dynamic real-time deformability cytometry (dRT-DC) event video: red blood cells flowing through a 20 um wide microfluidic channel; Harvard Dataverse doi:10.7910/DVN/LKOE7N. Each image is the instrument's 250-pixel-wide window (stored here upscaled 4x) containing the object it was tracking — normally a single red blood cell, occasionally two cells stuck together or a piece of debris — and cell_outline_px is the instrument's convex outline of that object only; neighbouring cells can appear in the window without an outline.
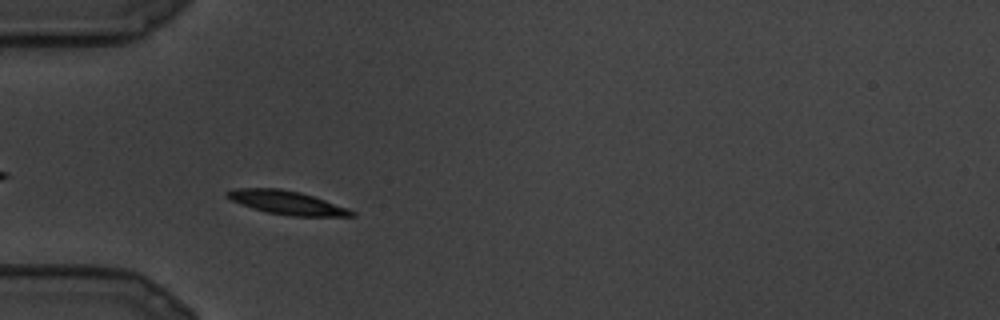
{"species": "common noctule bat (a hibernating species)", "species_latin": "Nyctalus noctula", "temperature_condition": "cold", "stored_images_in_passage": 5, "camera_frame_rate_fps": 3000, "um_per_image_px": 0.085, "animal": {"sex": "male", "body_mass_g": 19.5, "forearm_length_mm": 54.6}, "frame": {"image": 1, "passage_image": 4, "time_ms": 1.0, "image_size_px": [1000, 320], "cell_outline_px": [[356, 216], [292, 216], [268, 212], [252, 208], [232, 200], [224, 196], [224, 192], [236, 188], [280, 188], [300, 192], [348, 208], [356, 212]], "centroid_in_image_um": [24.37, 17.21], "position_along_channel_um": 60.6, "area_um2": 16.99}}
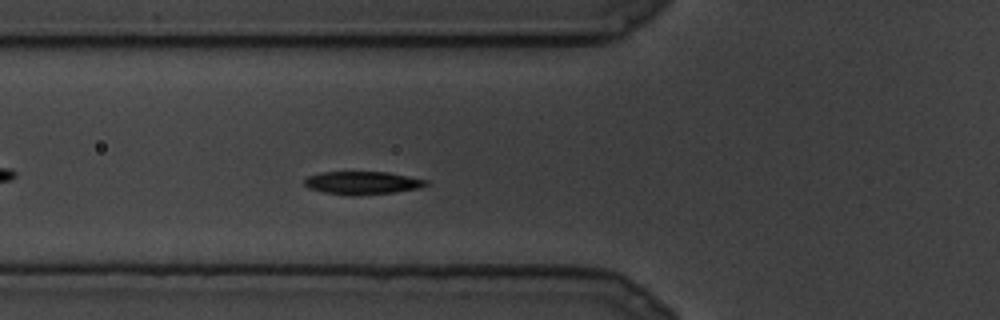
{"frame": {"image": 2, "passage_image": 5, "time_ms": 1.333, "image_size_px": [1000, 320], "cell_outline_px": [[428, 184], [420, 188], [396, 192], [352, 196], [324, 192], [308, 188], [304, 184], [304, 180], [308, 176], [320, 172], [388, 172], [428, 180]], "centroid_in_image_um": [30.8, 15.54], "position_along_channel_um": 95.0, "area_um2": 16.36}}